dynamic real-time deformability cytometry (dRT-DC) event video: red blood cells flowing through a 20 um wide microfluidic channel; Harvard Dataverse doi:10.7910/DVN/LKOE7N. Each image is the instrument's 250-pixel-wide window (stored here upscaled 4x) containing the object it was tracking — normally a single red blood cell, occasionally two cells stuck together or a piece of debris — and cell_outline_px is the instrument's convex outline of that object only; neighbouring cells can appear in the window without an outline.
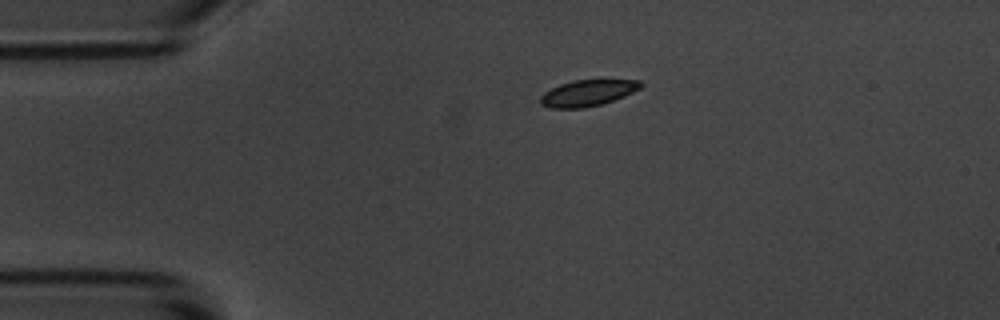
{"species": "common noctule bat (a hibernating species)", "species_latin": "Nyctalus noctula", "temperature_condition": "room temperature", "stored_images_in_passage": 45, "camera_frame_rate_fps": 3000, "um_per_image_px": 0.085, "animal": {"sex": "male", "body_mass_g": 20.1, "forearm_length_mm": 53.5}, "frame": {"image": 1, "passage_image": 1, "time_ms": 0.0, "image_size_px": [1000, 320], "cell_outline_px": [[644, 84], [640, 88], [624, 96], [600, 104], [584, 108], [548, 108], [540, 104], [540, 96], [544, 92], [560, 84], [572, 80], [640, 80]], "centroid_in_image_um": [49.92, 7.9], "position_along_channel_um": 35.1, "area_um2": 15.26}}
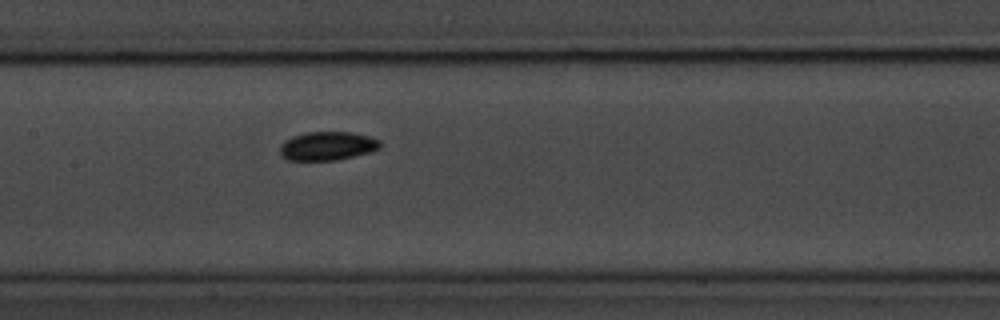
{"frame": {"image": 2, "passage_image": 16, "time_ms": 5.0, "image_size_px": [1000, 320], "cell_outline_px": [[384, 144], [380, 148], [372, 152], [336, 160], [288, 160], [280, 156], [280, 144], [284, 140], [292, 136], [304, 132], [352, 132], [368, 136], [380, 140]], "centroid_in_image_um": [27.84, 12.4], "position_along_channel_um": 179.6, "area_um2": 17.05}}
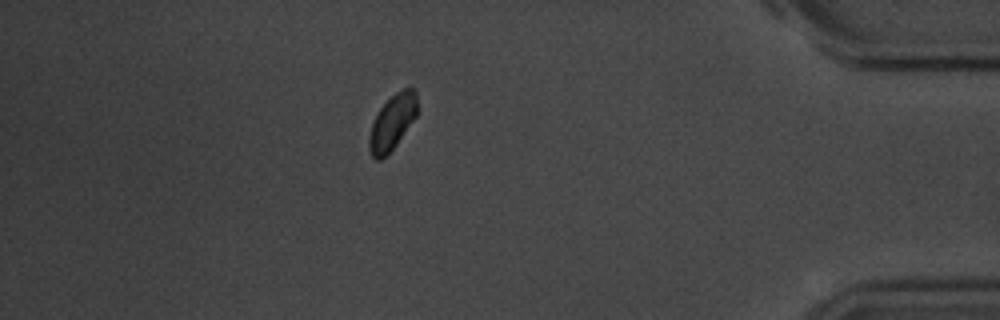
{"frame": {"image": 3, "passage_image": 38, "time_ms": 12.333, "image_size_px": [1000, 320], "cell_outline_px": [[416, 116], [396, 144], [380, 160], [376, 160], [372, 156], [368, 148], [368, 136], [372, 124], [380, 108], [396, 92], [404, 88], [412, 88], [416, 92]], "centroid_in_image_um": [33.32, 10.4], "position_along_channel_um": 401.9, "area_um2": 15.03}, "authors_computed_cell_mechanics": {"area_um2": 15.7794, "velocity_mm_per_s": 3.6092, "shape_relaxation_time_tau1_ms": 1.6067, "shape_relaxation_time_tau2_ms": null, "deformation_change_tau1": 0.0643, "deformation_change_tau2": null}}